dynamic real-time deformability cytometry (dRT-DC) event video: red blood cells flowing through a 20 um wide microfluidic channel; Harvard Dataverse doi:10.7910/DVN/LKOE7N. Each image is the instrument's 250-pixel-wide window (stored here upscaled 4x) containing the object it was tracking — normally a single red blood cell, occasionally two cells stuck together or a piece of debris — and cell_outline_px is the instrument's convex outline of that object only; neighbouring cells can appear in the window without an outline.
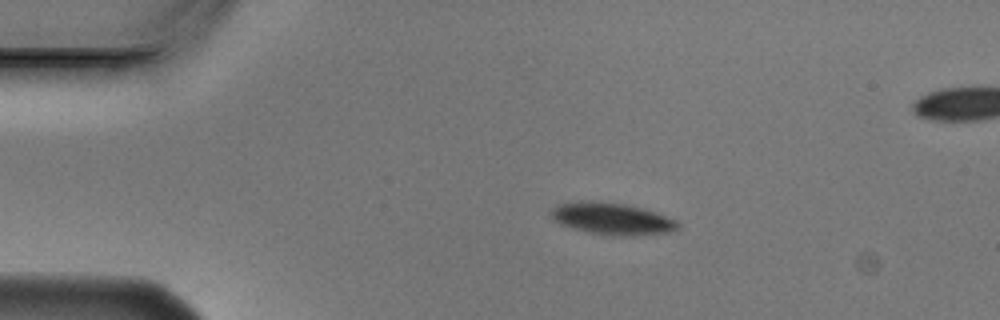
{"species": "Egyptian fruit bat (a non-hibernating species)", "species_latin": "Rousettus aegyptiacus", "temperature_condition": "cold", "stored_images_in_passage": 4, "camera_frame_rate_fps": 3000, "um_per_image_px": 0.085, "animal": {"sex": "male"}, "frame": {"image": 1, "passage_image": 2, "time_ms": 0.333, "image_size_px": [1000, 320], "cell_outline_px": [[680, 228], [668, 232], [628, 236], [616, 236], [592, 232], [560, 224], [552, 216], [552, 208], [560, 204], [588, 200], [624, 204], [644, 208], [676, 220], [680, 224]], "centroid_in_image_um": [52.08, 18.58], "position_along_channel_um": 32.9, "area_um2": 23.06}}